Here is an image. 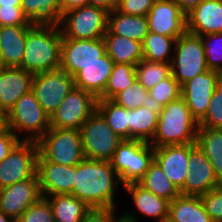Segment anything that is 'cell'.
Segmentation results:
<instances>
[{
	"label": "cell",
	"mask_w": 222,
	"mask_h": 222,
	"mask_svg": "<svg viewBox=\"0 0 222 222\" xmlns=\"http://www.w3.org/2000/svg\"><path fill=\"white\" fill-rule=\"evenodd\" d=\"M71 195L92 208H116L117 188L124 185L109 161L84 159L76 165ZM117 205V206H116Z\"/></svg>",
	"instance_id": "1"
},
{
	"label": "cell",
	"mask_w": 222,
	"mask_h": 222,
	"mask_svg": "<svg viewBox=\"0 0 222 222\" xmlns=\"http://www.w3.org/2000/svg\"><path fill=\"white\" fill-rule=\"evenodd\" d=\"M63 35L57 24H33L27 31L21 68L32 74L60 69Z\"/></svg>",
	"instance_id": "2"
},
{
	"label": "cell",
	"mask_w": 222,
	"mask_h": 222,
	"mask_svg": "<svg viewBox=\"0 0 222 222\" xmlns=\"http://www.w3.org/2000/svg\"><path fill=\"white\" fill-rule=\"evenodd\" d=\"M199 122L185 100L179 99L159 108L158 126L150 144L154 148L196 143Z\"/></svg>",
	"instance_id": "3"
},
{
	"label": "cell",
	"mask_w": 222,
	"mask_h": 222,
	"mask_svg": "<svg viewBox=\"0 0 222 222\" xmlns=\"http://www.w3.org/2000/svg\"><path fill=\"white\" fill-rule=\"evenodd\" d=\"M6 126L21 140L38 141L50 129V116L30 91L6 115Z\"/></svg>",
	"instance_id": "4"
},
{
	"label": "cell",
	"mask_w": 222,
	"mask_h": 222,
	"mask_svg": "<svg viewBox=\"0 0 222 222\" xmlns=\"http://www.w3.org/2000/svg\"><path fill=\"white\" fill-rule=\"evenodd\" d=\"M154 161V147L140 140H123L109 160L123 185L137 183Z\"/></svg>",
	"instance_id": "5"
},
{
	"label": "cell",
	"mask_w": 222,
	"mask_h": 222,
	"mask_svg": "<svg viewBox=\"0 0 222 222\" xmlns=\"http://www.w3.org/2000/svg\"><path fill=\"white\" fill-rule=\"evenodd\" d=\"M37 143L39 153L59 165L75 166L85 159L79 130L50 128Z\"/></svg>",
	"instance_id": "6"
},
{
	"label": "cell",
	"mask_w": 222,
	"mask_h": 222,
	"mask_svg": "<svg viewBox=\"0 0 222 222\" xmlns=\"http://www.w3.org/2000/svg\"><path fill=\"white\" fill-rule=\"evenodd\" d=\"M108 14L88 4L62 13L58 25L63 38L101 39L107 32Z\"/></svg>",
	"instance_id": "7"
},
{
	"label": "cell",
	"mask_w": 222,
	"mask_h": 222,
	"mask_svg": "<svg viewBox=\"0 0 222 222\" xmlns=\"http://www.w3.org/2000/svg\"><path fill=\"white\" fill-rule=\"evenodd\" d=\"M170 66L173 77L181 86L209 70L201 37L187 31L179 36L175 42Z\"/></svg>",
	"instance_id": "8"
},
{
	"label": "cell",
	"mask_w": 222,
	"mask_h": 222,
	"mask_svg": "<svg viewBox=\"0 0 222 222\" xmlns=\"http://www.w3.org/2000/svg\"><path fill=\"white\" fill-rule=\"evenodd\" d=\"M85 159L109 161L123 141L96 110L80 128Z\"/></svg>",
	"instance_id": "9"
},
{
	"label": "cell",
	"mask_w": 222,
	"mask_h": 222,
	"mask_svg": "<svg viewBox=\"0 0 222 222\" xmlns=\"http://www.w3.org/2000/svg\"><path fill=\"white\" fill-rule=\"evenodd\" d=\"M97 98L74 86L50 117V128L80 130L82 124L96 111Z\"/></svg>",
	"instance_id": "10"
},
{
	"label": "cell",
	"mask_w": 222,
	"mask_h": 222,
	"mask_svg": "<svg viewBox=\"0 0 222 222\" xmlns=\"http://www.w3.org/2000/svg\"><path fill=\"white\" fill-rule=\"evenodd\" d=\"M37 141L21 140L0 162V189L37 176Z\"/></svg>",
	"instance_id": "11"
},
{
	"label": "cell",
	"mask_w": 222,
	"mask_h": 222,
	"mask_svg": "<svg viewBox=\"0 0 222 222\" xmlns=\"http://www.w3.org/2000/svg\"><path fill=\"white\" fill-rule=\"evenodd\" d=\"M74 86V77L57 69L34 74L31 91L51 117Z\"/></svg>",
	"instance_id": "12"
},
{
	"label": "cell",
	"mask_w": 222,
	"mask_h": 222,
	"mask_svg": "<svg viewBox=\"0 0 222 222\" xmlns=\"http://www.w3.org/2000/svg\"><path fill=\"white\" fill-rule=\"evenodd\" d=\"M106 53L104 38H63L60 69L74 77L82 67L96 63Z\"/></svg>",
	"instance_id": "13"
},
{
	"label": "cell",
	"mask_w": 222,
	"mask_h": 222,
	"mask_svg": "<svg viewBox=\"0 0 222 222\" xmlns=\"http://www.w3.org/2000/svg\"><path fill=\"white\" fill-rule=\"evenodd\" d=\"M188 167L184 187L180 194L201 196L222 185L210 161L197 144L189 151Z\"/></svg>",
	"instance_id": "14"
},
{
	"label": "cell",
	"mask_w": 222,
	"mask_h": 222,
	"mask_svg": "<svg viewBox=\"0 0 222 222\" xmlns=\"http://www.w3.org/2000/svg\"><path fill=\"white\" fill-rule=\"evenodd\" d=\"M42 197L39 179L32 176L0 189V211L16 221L25 210Z\"/></svg>",
	"instance_id": "15"
},
{
	"label": "cell",
	"mask_w": 222,
	"mask_h": 222,
	"mask_svg": "<svg viewBox=\"0 0 222 222\" xmlns=\"http://www.w3.org/2000/svg\"><path fill=\"white\" fill-rule=\"evenodd\" d=\"M75 173L76 165H59L38 154L36 174L42 197L70 194L75 183Z\"/></svg>",
	"instance_id": "16"
},
{
	"label": "cell",
	"mask_w": 222,
	"mask_h": 222,
	"mask_svg": "<svg viewBox=\"0 0 222 222\" xmlns=\"http://www.w3.org/2000/svg\"><path fill=\"white\" fill-rule=\"evenodd\" d=\"M146 18L149 32L172 38L186 32V15L175 0L155 2Z\"/></svg>",
	"instance_id": "17"
},
{
	"label": "cell",
	"mask_w": 222,
	"mask_h": 222,
	"mask_svg": "<svg viewBox=\"0 0 222 222\" xmlns=\"http://www.w3.org/2000/svg\"><path fill=\"white\" fill-rule=\"evenodd\" d=\"M218 87L217 71L207 70L181 86V97L199 122L207 113L210 98Z\"/></svg>",
	"instance_id": "18"
},
{
	"label": "cell",
	"mask_w": 222,
	"mask_h": 222,
	"mask_svg": "<svg viewBox=\"0 0 222 222\" xmlns=\"http://www.w3.org/2000/svg\"><path fill=\"white\" fill-rule=\"evenodd\" d=\"M195 145L196 143H188L154 148V161L179 191L183 189L188 173L189 151Z\"/></svg>",
	"instance_id": "19"
},
{
	"label": "cell",
	"mask_w": 222,
	"mask_h": 222,
	"mask_svg": "<svg viewBox=\"0 0 222 222\" xmlns=\"http://www.w3.org/2000/svg\"><path fill=\"white\" fill-rule=\"evenodd\" d=\"M33 77L22 68L0 66V111L5 116L22 95L31 91Z\"/></svg>",
	"instance_id": "20"
},
{
	"label": "cell",
	"mask_w": 222,
	"mask_h": 222,
	"mask_svg": "<svg viewBox=\"0 0 222 222\" xmlns=\"http://www.w3.org/2000/svg\"><path fill=\"white\" fill-rule=\"evenodd\" d=\"M186 31L203 36L222 33V0H203L186 15Z\"/></svg>",
	"instance_id": "21"
},
{
	"label": "cell",
	"mask_w": 222,
	"mask_h": 222,
	"mask_svg": "<svg viewBox=\"0 0 222 222\" xmlns=\"http://www.w3.org/2000/svg\"><path fill=\"white\" fill-rule=\"evenodd\" d=\"M113 66V60L105 53L98 62L82 67L74 76L75 87L88 91L98 98L106 88Z\"/></svg>",
	"instance_id": "22"
},
{
	"label": "cell",
	"mask_w": 222,
	"mask_h": 222,
	"mask_svg": "<svg viewBox=\"0 0 222 222\" xmlns=\"http://www.w3.org/2000/svg\"><path fill=\"white\" fill-rule=\"evenodd\" d=\"M31 26H0V66L19 67Z\"/></svg>",
	"instance_id": "23"
},
{
	"label": "cell",
	"mask_w": 222,
	"mask_h": 222,
	"mask_svg": "<svg viewBox=\"0 0 222 222\" xmlns=\"http://www.w3.org/2000/svg\"><path fill=\"white\" fill-rule=\"evenodd\" d=\"M123 190L130 195L135 210L144 217L157 219L155 222H166L170 202L144 189L138 183H129Z\"/></svg>",
	"instance_id": "24"
},
{
	"label": "cell",
	"mask_w": 222,
	"mask_h": 222,
	"mask_svg": "<svg viewBox=\"0 0 222 222\" xmlns=\"http://www.w3.org/2000/svg\"><path fill=\"white\" fill-rule=\"evenodd\" d=\"M159 108L152 104L129 109L128 140L150 143L158 126Z\"/></svg>",
	"instance_id": "25"
},
{
	"label": "cell",
	"mask_w": 222,
	"mask_h": 222,
	"mask_svg": "<svg viewBox=\"0 0 222 222\" xmlns=\"http://www.w3.org/2000/svg\"><path fill=\"white\" fill-rule=\"evenodd\" d=\"M149 33L146 16L127 15L117 9L108 14L105 35H118L143 43Z\"/></svg>",
	"instance_id": "26"
},
{
	"label": "cell",
	"mask_w": 222,
	"mask_h": 222,
	"mask_svg": "<svg viewBox=\"0 0 222 222\" xmlns=\"http://www.w3.org/2000/svg\"><path fill=\"white\" fill-rule=\"evenodd\" d=\"M166 222H213L200 196L180 194L169 204Z\"/></svg>",
	"instance_id": "27"
},
{
	"label": "cell",
	"mask_w": 222,
	"mask_h": 222,
	"mask_svg": "<svg viewBox=\"0 0 222 222\" xmlns=\"http://www.w3.org/2000/svg\"><path fill=\"white\" fill-rule=\"evenodd\" d=\"M106 53L114 63L136 66L143 60L142 43L118 35H104Z\"/></svg>",
	"instance_id": "28"
},
{
	"label": "cell",
	"mask_w": 222,
	"mask_h": 222,
	"mask_svg": "<svg viewBox=\"0 0 222 222\" xmlns=\"http://www.w3.org/2000/svg\"><path fill=\"white\" fill-rule=\"evenodd\" d=\"M45 198L51 205L55 222H81L91 209L71 194H57Z\"/></svg>",
	"instance_id": "29"
},
{
	"label": "cell",
	"mask_w": 222,
	"mask_h": 222,
	"mask_svg": "<svg viewBox=\"0 0 222 222\" xmlns=\"http://www.w3.org/2000/svg\"><path fill=\"white\" fill-rule=\"evenodd\" d=\"M196 144L204 152L216 177L222 183V128L199 127Z\"/></svg>",
	"instance_id": "30"
},
{
	"label": "cell",
	"mask_w": 222,
	"mask_h": 222,
	"mask_svg": "<svg viewBox=\"0 0 222 222\" xmlns=\"http://www.w3.org/2000/svg\"><path fill=\"white\" fill-rule=\"evenodd\" d=\"M62 0H22L21 8L32 23L59 24Z\"/></svg>",
	"instance_id": "31"
},
{
	"label": "cell",
	"mask_w": 222,
	"mask_h": 222,
	"mask_svg": "<svg viewBox=\"0 0 222 222\" xmlns=\"http://www.w3.org/2000/svg\"><path fill=\"white\" fill-rule=\"evenodd\" d=\"M137 183L149 192L169 202L180 195V191L167 178L155 161H153L149 169Z\"/></svg>",
	"instance_id": "32"
},
{
	"label": "cell",
	"mask_w": 222,
	"mask_h": 222,
	"mask_svg": "<svg viewBox=\"0 0 222 222\" xmlns=\"http://www.w3.org/2000/svg\"><path fill=\"white\" fill-rule=\"evenodd\" d=\"M96 110L115 134L128 140L129 109L117 105L111 99H97Z\"/></svg>",
	"instance_id": "33"
},
{
	"label": "cell",
	"mask_w": 222,
	"mask_h": 222,
	"mask_svg": "<svg viewBox=\"0 0 222 222\" xmlns=\"http://www.w3.org/2000/svg\"><path fill=\"white\" fill-rule=\"evenodd\" d=\"M177 39L149 32L142 43L143 59L152 62L171 63Z\"/></svg>",
	"instance_id": "34"
},
{
	"label": "cell",
	"mask_w": 222,
	"mask_h": 222,
	"mask_svg": "<svg viewBox=\"0 0 222 222\" xmlns=\"http://www.w3.org/2000/svg\"><path fill=\"white\" fill-rule=\"evenodd\" d=\"M136 80V66L114 63L104 92L97 99H112L115 95L133 85Z\"/></svg>",
	"instance_id": "35"
},
{
	"label": "cell",
	"mask_w": 222,
	"mask_h": 222,
	"mask_svg": "<svg viewBox=\"0 0 222 222\" xmlns=\"http://www.w3.org/2000/svg\"><path fill=\"white\" fill-rule=\"evenodd\" d=\"M170 63L152 62L146 59L136 65V79L146 90L171 75Z\"/></svg>",
	"instance_id": "36"
},
{
	"label": "cell",
	"mask_w": 222,
	"mask_h": 222,
	"mask_svg": "<svg viewBox=\"0 0 222 222\" xmlns=\"http://www.w3.org/2000/svg\"><path fill=\"white\" fill-rule=\"evenodd\" d=\"M150 104L158 108L181 97V85L171 74L148 90Z\"/></svg>",
	"instance_id": "37"
},
{
	"label": "cell",
	"mask_w": 222,
	"mask_h": 222,
	"mask_svg": "<svg viewBox=\"0 0 222 222\" xmlns=\"http://www.w3.org/2000/svg\"><path fill=\"white\" fill-rule=\"evenodd\" d=\"M111 100L126 109H137L150 104L148 90L137 79L133 85L115 95Z\"/></svg>",
	"instance_id": "38"
},
{
	"label": "cell",
	"mask_w": 222,
	"mask_h": 222,
	"mask_svg": "<svg viewBox=\"0 0 222 222\" xmlns=\"http://www.w3.org/2000/svg\"><path fill=\"white\" fill-rule=\"evenodd\" d=\"M205 50L206 64L210 70L222 69V33L200 36Z\"/></svg>",
	"instance_id": "39"
},
{
	"label": "cell",
	"mask_w": 222,
	"mask_h": 222,
	"mask_svg": "<svg viewBox=\"0 0 222 222\" xmlns=\"http://www.w3.org/2000/svg\"><path fill=\"white\" fill-rule=\"evenodd\" d=\"M15 222H55L51 205L45 197L30 205Z\"/></svg>",
	"instance_id": "40"
},
{
	"label": "cell",
	"mask_w": 222,
	"mask_h": 222,
	"mask_svg": "<svg viewBox=\"0 0 222 222\" xmlns=\"http://www.w3.org/2000/svg\"><path fill=\"white\" fill-rule=\"evenodd\" d=\"M199 127L222 128V90L217 87L210 98L207 113L199 121Z\"/></svg>",
	"instance_id": "41"
},
{
	"label": "cell",
	"mask_w": 222,
	"mask_h": 222,
	"mask_svg": "<svg viewBox=\"0 0 222 222\" xmlns=\"http://www.w3.org/2000/svg\"><path fill=\"white\" fill-rule=\"evenodd\" d=\"M213 222H222V185L200 196Z\"/></svg>",
	"instance_id": "42"
},
{
	"label": "cell",
	"mask_w": 222,
	"mask_h": 222,
	"mask_svg": "<svg viewBox=\"0 0 222 222\" xmlns=\"http://www.w3.org/2000/svg\"><path fill=\"white\" fill-rule=\"evenodd\" d=\"M21 6H0V26H32Z\"/></svg>",
	"instance_id": "43"
},
{
	"label": "cell",
	"mask_w": 222,
	"mask_h": 222,
	"mask_svg": "<svg viewBox=\"0 0 222 222\" xmlns=\"http://www.w3.org/2000/svg\"><path fill=\"white\" fill-rule=\"evenodd\" d=\"M154 3V0H118L116 9L127 15L147 16Z\"/></svg>",
	"instance_id": "44"
},
{
	"label": "cell",
	"mask_w": 222,
	"mask_h": 222,
	"mask_svg": "<svg viewBox=\"0 0 222 222\" xmlns=\"http://www.w3.org/2000/svg\"><path fill=\"white\" fill-rule=\"evenodd\" d=\"M115 211V208H92L81 222H113L118 217Z\"/></svg>",
	"instance_id": "45"
},
{
	"label": "cell",
	"mask_w": 222,
	"mask_h": 222,
	"mask_svg": "<svg viewBox=\"0 0 222 222\" xmlns=\"http://www.w3.org/2000/svg\"><path fill=\"white\" fill-rule=\"evenodd\" d=\"M21 141L7 126L0 131V162Z\"/></svg>",
	"instance_id": "46"
},
{
	"label": "cell",
	"mask_w": 222,
	"mask_h": 222,
	"mask_svg": "<svg viewBox=\"0 0 222 222\" xmlns=\"http://www.w3.org/2000/svg\"><path fill=\"white\" fill-rule=\"evenodd\" d=\"M118 0H89V5L111 12L117 8Z\"/></svg>",
	"instance_id": "47"
},
{
	"label": "cell",
	"mask_w": 222,
	"mask_h": 222,
	"mask_svg": "<svg viewBox=\"0 0 222 222\" xmlns=\"http://www.w3.org/2000/svg\"><path fill=\"white\" fill-rule=\"evenodd\" d=\"M88 4L89 0H62L60 2L62 13Z\"/></svg>",
	"instance_id": "48"
},
{
	"label": "cell",
	"mask_w": 222,
	"mask_h": 222,
	"mask_svg": "<svg viewBox=\"0 0 222 222\" xmlns=\"http://www.w3.org/2000/svg\"><path fill=\"white\" fill-rule=\"evenodd\" d=\"M176 4L180 7L181 11L187 15L203 0H175Z\"/></svg>",
	"instance_id": "49"
},
{
	"label": "cell",
	"mask_w": 222,
	"mask_h": 222,
	"mask_svg": "<svg viewBox=\"0 0 222 222\" xmlns=\"http://www.w3.org/2000/svg\"><path fill=\"white\" fill-rule=\"evenodd\" d=\"M136 211L131 212L128 211L127 212L124 210L122 211V214L113 221V222H138L137 221V214H135Z\"/></svg>",
	"instance_id": "50"
},
{
	"label": "cell",
	"mask_w": 222,
	"mask_h": 222,
	"mask_svg": "<svg viewBox=\"0 0 222 222\" xmlns=\"http://www.w3.org/2000/svg\"><path fill=\"white\" fill-rule=\"evenodd\" d=\"M22 0H0V6L3 7H12V6H21Z\"/></svg>",
	"instance_id": "51"
},
{
	"label": "cell",
	"mask_w": 222,
	"mask_h": 222,
	"mask_svg": "<svg viewBox=\"0 0 222 222\" xmlns=\"http://www.w3.org/2000/svg\"><path fill=\"white\" fill-rule=\"evenodd\" d=\"M0 222H15L4 212L0 211Z\"/></svg>",
	"instance_id": "52"
},
{
	"label": "cell",
	"mask_w": 222,
	"mask_h": 222,
	"mask_svg": "<svg viewBox=\"0 0 222 222\" xmlns=\"http://www.w3.org/2000/svg\"><path fill=\"white\" fill-rule=\"evenodd\" d=\"M6 127V116L0 111V131Z\"/></svg>",
	"instance_id": "53"
},
{
	"label": "cell",
	"mask_w": 222,
	"mask_h": 222,
	"mask_svg": "<svg viewBox=\"0 0 222 222\" xmlns=\"http://www.w3.org/2000/svg\"><path fill=\"white\" fill-rule=\"evenodd\" d=\"M217 77H218V88L222 90V69L217 71Z\"/></svg>",
	"instance_id": "54"
}]
</instances>
